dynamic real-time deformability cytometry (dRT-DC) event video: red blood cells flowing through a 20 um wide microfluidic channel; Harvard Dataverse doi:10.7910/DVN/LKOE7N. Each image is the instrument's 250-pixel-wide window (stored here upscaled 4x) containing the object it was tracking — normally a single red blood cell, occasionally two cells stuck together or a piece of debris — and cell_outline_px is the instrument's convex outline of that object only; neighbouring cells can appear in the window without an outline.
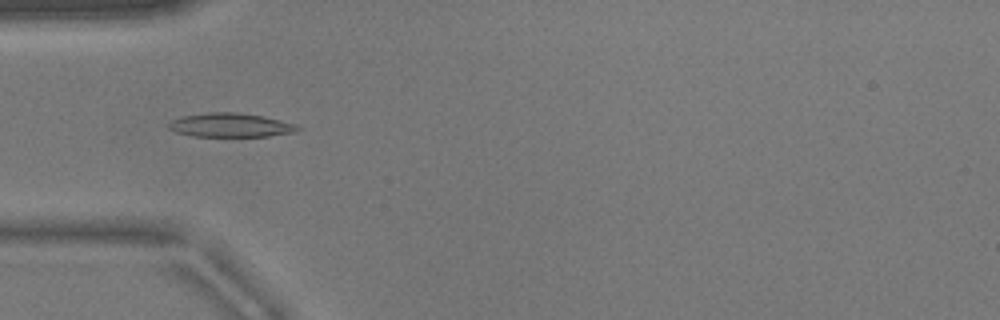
{"species": "common noctule bat (a hibernating species)", "species_latin": "Nyctalus noctula", "temperature_condition": "warm", "stored_images_in_passage": 52, "camera_frame_rate_fps": 3000, "um_per_image_px": 0.085, "animal": {"sex": "male", "body_mass_g": 17.9}, "frame": {"image": 1, "passage_image": 16, "time_ms": 5.0, "image_size_px": [1000, 320], "cell_outline_px": [[300, 128], [296, 132], [268, 136], [192, 136], [176, 132], [168, 128], [168, 124], [172, 120], [184, 116], [212, 112], [236, 112], [264, 116], [296, 124]], "centroid_in_image_um": [19.61, 10.64], "position_along_channel_um": 65.4, "area_um2": 17.86}}
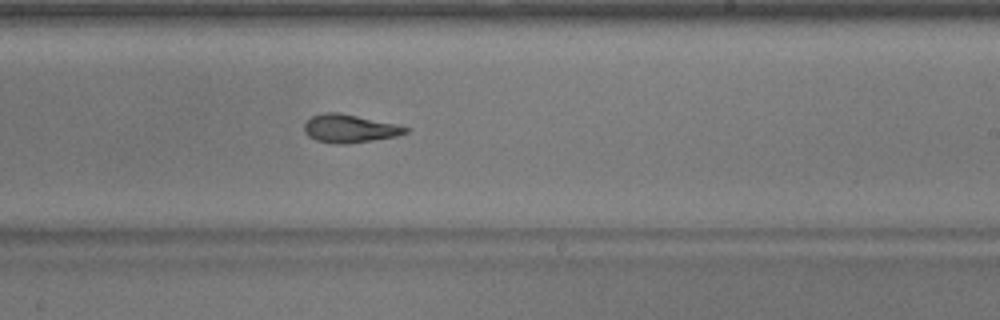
{"frame": {"image": 2, "passage_image": 31, "time_ms": 10.0, "image_size_px": [1000, 320], "cell_outline_px": [[408, 132], [396, 136], [372, 140], [344, 144], [332, 144], [316, 140], [308, 136], [304, 132], [304, 124], [312, 116], [324, 112], [336, 112], [396, 124], [408, 128]], "centroid_in_image_um": [29.67, 10.93], "position_along_channel_um": 259.3, "area_um2": 16.42}}
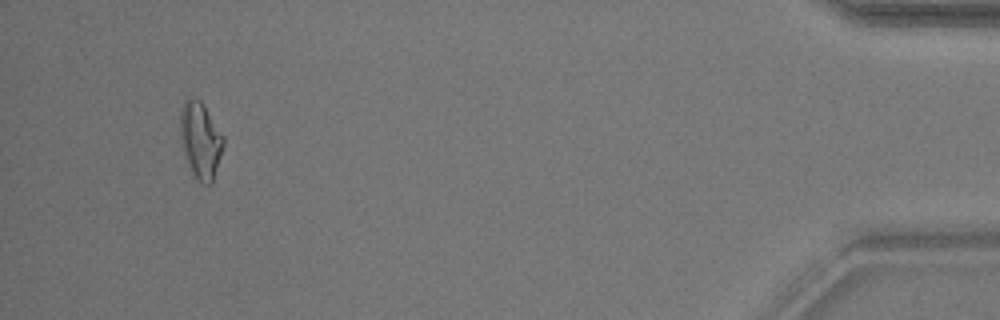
{"frame": {"image": 3, "passage_image": 49, "time_ms": 16.0, "image_size_px": [1000, 320], "cell_outline_px": [[224, 144], [212, 184], [200, 184], [196, 180], [184, 156], [180, 140], [180, 108], [184, 100], [192, 96], [200, 100], [204, 104], [224, 136]], "centroid_in_image_um": [17.02, 11.9], "position_along_channel_um": 418.2, "area_um2": 19.65}, "authors_computed_cell_mechanics": {"area_um2": 17.1088, "velocity_mm_per_s": 3.8658, "shape_relaxation_time_tau1_ms": 3.5908, "shape_relaxation_time_tau2_ms": 3.5388, "deformation_change_tau1": 0.1405, "deformation_change_tau2": 0.1032}}